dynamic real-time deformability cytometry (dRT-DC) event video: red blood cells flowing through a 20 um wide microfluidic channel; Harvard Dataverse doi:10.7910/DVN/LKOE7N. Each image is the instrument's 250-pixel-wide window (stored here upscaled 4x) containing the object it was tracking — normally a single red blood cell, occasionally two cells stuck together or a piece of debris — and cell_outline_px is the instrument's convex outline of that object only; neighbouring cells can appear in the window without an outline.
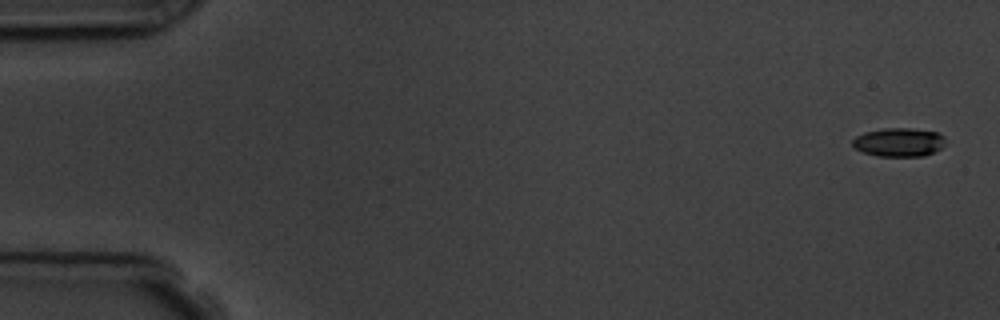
{"species": "common noctule bat (a hibernating species)", "species_latin": "Nyctalus noctula", "temperature_condition": "room temperature", "stored_images_in_passage": 4, "camera_frame_rate_fps": 3000, "um_per_image_px": 0.085, "animal": {"sex": "male", "body_mass_g": 19.5, "forearm_length_mm": 54.6}, "frame": {"image": 1, "passage_image": 1, "time_ms": 0.0, "image_size_px": [1000, 320], "cell_outline_px": [[944, 144], [940, 148], [924, 156], [876, 156], [864, 152], [856, 148], [852, 144], [852, 140], [856, 136], [864, 132], [884, 128], [912, 128], [940, 132], [944, 136]], "centroid_in_image_um": [76.41, 12.07], "position_along_channel_um": 8.6, "area_um2": 15.55}}
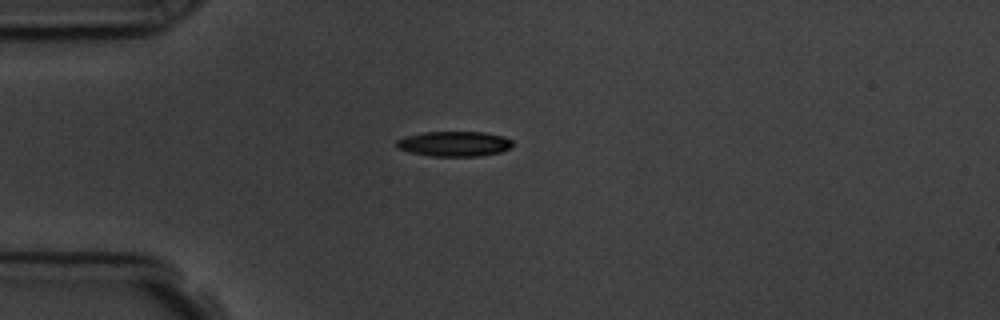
{"frame": {"image": 2, "passage_image": 4, "time_ms": 4.333, "image_size_px": [1000, 320], "cell_outline_px": [[512, 144], [508, 148], [500, 152], [480, 156], [432, 156], [412, 152], [396, 148], [396, 140], [404, 136], [424, 132], [484, 132], [504, 136], [512, 140]], "centroid_in_image_um": [38.59, 12.21], "position_along_channel_um": 46.4, "area_um2": 16.94}}